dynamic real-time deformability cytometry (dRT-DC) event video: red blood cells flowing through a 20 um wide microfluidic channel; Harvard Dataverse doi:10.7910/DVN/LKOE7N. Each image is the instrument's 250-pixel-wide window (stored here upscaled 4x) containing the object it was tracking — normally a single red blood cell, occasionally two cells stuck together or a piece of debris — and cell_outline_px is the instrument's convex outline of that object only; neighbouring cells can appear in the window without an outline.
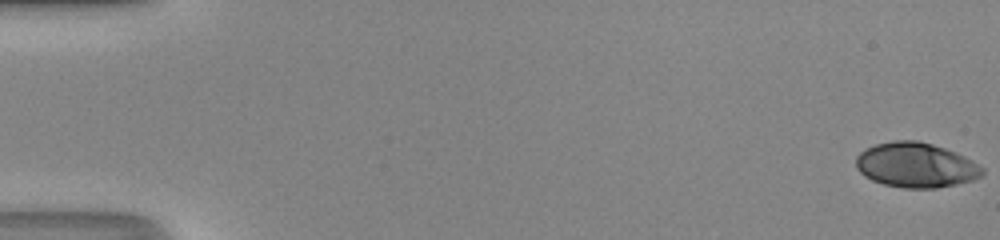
{"species": "human", "species_latin": "Homo sapiens", "temperature_condition": "room temperature", "stored_images_in_passage": 18, "camera_frame_rate_fps": 3000, "um_per_image_px": 0.085, "donor": {"sex": "male"}, "frame": {"image": 1, "passage_image": 1, "time_ms": 0.0, "image_size_px": [1000, 240], "cell_outline_px": [[984, 172], [980, 176], [972, 180], [956, 184], [936, 188], [904, 188], [884, 184], [872, 180], [864, 176], [856, 168], [856, 156], [860, 152], [876, 144], [892, 140], [916, 140], [932, 144], [956, 152], [972, 160], [984, 168]], "centroid_in_image_um": [77.84, 14.03], "position_along_channel_um": 7.2, "area_um2": 33.0}}
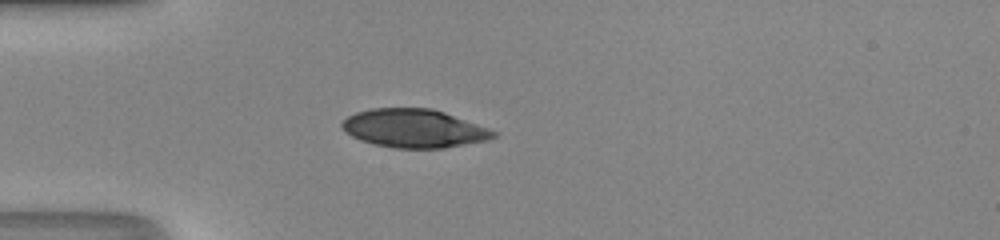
{"frame": {"image": 2, "passage_image": 16, "time_ms": 5.0, "image_size_px": [1000, 240], "cell_outline_px": [[496, 136], [488, 140], [444, 148], [392, 148], [360, 140], [344, 132], [340, 124], [348, 116], [356, 112], [372, 108], [432, 108], [444, 112], [488, 128], [496, 132]], "centroid_in_image_um": [35.17, 10.91], "position_along_channel_um": 49.8, "area_um2": 33.81}}